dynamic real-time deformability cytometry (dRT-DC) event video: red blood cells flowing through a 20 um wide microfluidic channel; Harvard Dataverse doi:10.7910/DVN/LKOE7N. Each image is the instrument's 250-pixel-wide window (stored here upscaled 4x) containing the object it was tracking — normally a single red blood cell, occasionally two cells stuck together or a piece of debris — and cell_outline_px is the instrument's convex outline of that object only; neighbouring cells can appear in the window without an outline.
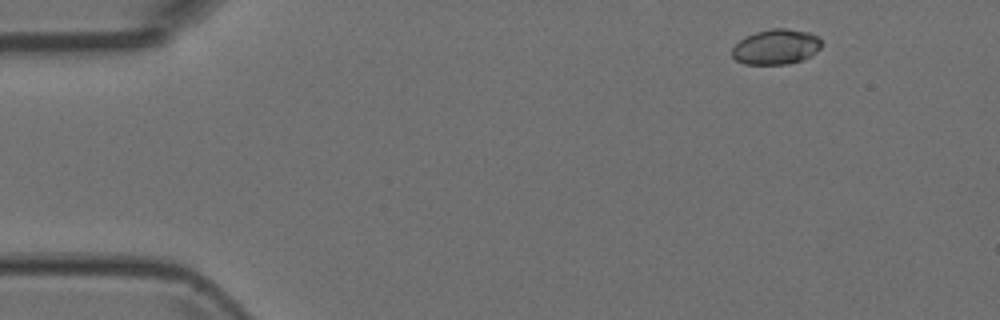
{"species": "Egyptian fruit bat (a non-hibernating species)", "species_latin": "Rousettus aegyptiacus", "temperature_condition": "room temperature", "stored_images_in_passage": 5, "camera_frame_rate_fps": 3000, "um_per_image_px": 0.085, "animal": {"sex": "female"}, "frame": {"image": 1, "passage_image": 2, "time_ms": 0.333, "image_size_px": [1000, 320], "cell_outline_px": [[820, 48], [812, 56], [788, 64], [744, 64], [736, 60], [732, 56], [732, 48], [740, 40], [756, 32], [772, 28], [784, 28], [808, 32], [820, 36]], "centroid_in_image_um": [65.98, 3.98], "position_along_channel_um": 19.0, "area_um2": 18.26}}
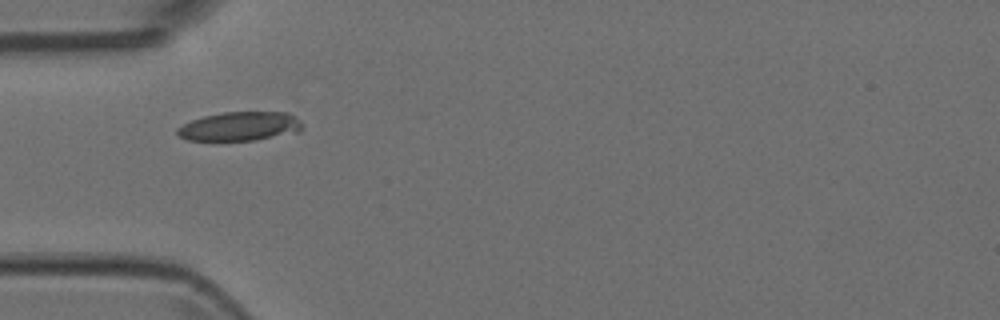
{"frame": {"image": 2, "passage_image": 5, "time_ms": 1.333, "image_size_px": [1000, 320], "cell_outline_px": [[304, 124], [300, 132], [256, 140], [188, 140], [180, 136], [176, 132], [176, 128], [192, 120], [204, 116], [224, 112], [288, 112], [300, 120]], "centroid_in_image_um": [20.44, 10.73], "position_along_channel_um": 64.6, "area_um2": 21.15}}